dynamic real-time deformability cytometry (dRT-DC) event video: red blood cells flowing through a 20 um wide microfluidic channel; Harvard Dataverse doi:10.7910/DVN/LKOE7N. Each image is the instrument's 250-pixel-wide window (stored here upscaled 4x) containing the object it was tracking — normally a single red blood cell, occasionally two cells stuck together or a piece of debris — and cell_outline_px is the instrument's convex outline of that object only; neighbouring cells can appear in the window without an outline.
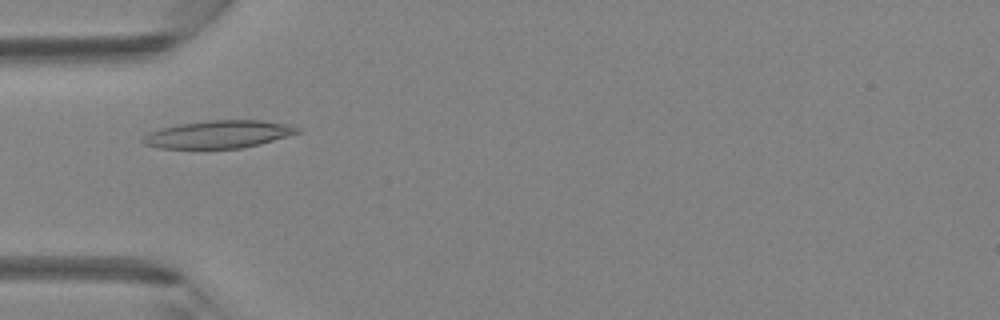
{"species": "Egyptian fruit bat (a non-hibernating species)", "species_latin": "Rousettus aegyptiacus", "temperature_condition": "room temperature", "stored_images_in_passage": 6, "camera_frame_rate_fps": 3000, "um_per_image_px": 0.085, "animal": {"sex": "female"}, "frame": {"image": 1, "passage_image": 4, "time_ms": 1.0, "image_size_px": [1000, 320], "cell_outline_px": [[300, 132], [288, 136], [260, 144], [240, 148], [160, 148], [144, 144], [140, 140], [148, 132], [160, 128], [180, 124], [208, 120], [260, 120], [288, 124], [300, 128]], "centroid_in_image_um": [18.57, 11.41], "position_along_channel_um": 66.4, "area_um2": 24.85}}
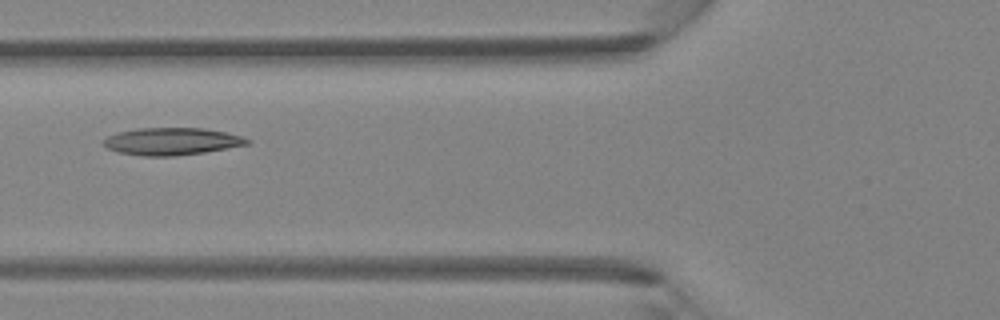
{"frame": {"image": 2, "passage_image": 5, "time_ms": 1.333, "image_size_px": [1000, 320], "cell_outline_px": [[252, 140], [248, 144], [204, 152], [176, 156], [144, 156], [120, 152], [108, 148], [104, 144], [104, 140], [108, 136], [120, 132], [136, 128], [204, 128], [244, 136]], "centroid_in_image_um": [14.64, 12.01], "position_along_channel_um": 111.2, "area_um2": 22.66}}
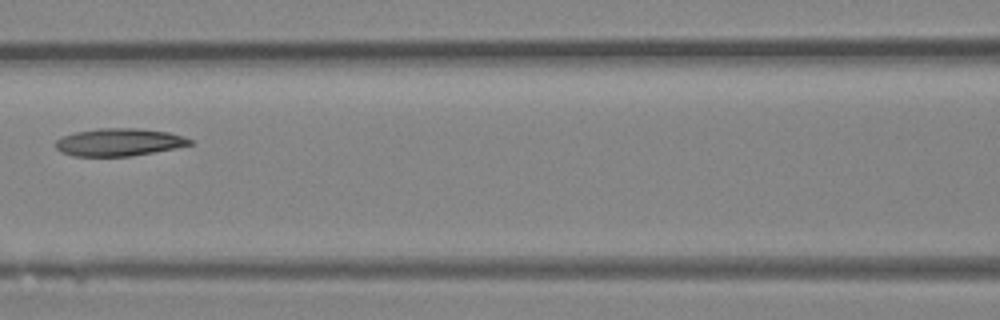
{"frame": {"image": 3, "passage_image": 6, "time_ms": 1.667, "image_size_px": [1000, 320], "cell_outline_px": [[192, 144], [176, 148], [132, 156], [72, 156], [60, 152], [56, 148], [56, 140], [64, 136], [76, 132], [100, 128], [140, 128], [168, 132], [184, 136], [192, 140]], "centroid_in_image_um": [10.13, 12.09], "position_along_channel_um": 156.5, "area_um2": 21.62}}